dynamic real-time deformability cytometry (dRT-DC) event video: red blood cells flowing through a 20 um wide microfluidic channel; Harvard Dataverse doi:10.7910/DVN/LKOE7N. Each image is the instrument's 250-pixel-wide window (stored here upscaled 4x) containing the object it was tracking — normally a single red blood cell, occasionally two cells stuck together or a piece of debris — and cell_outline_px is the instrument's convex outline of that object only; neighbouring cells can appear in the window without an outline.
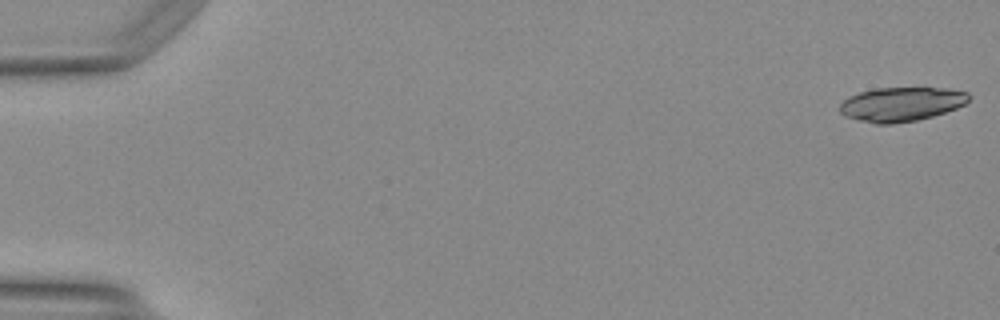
{"species": "Egyptian fruit bat (a non-hibernating species)", "species_latin": "Rousettus aegyptiacus", "temperature_condition": "warm", "stored_images_in_passage": 49, "camera_frame_rate_fps": 3000, "um_per_image_px": 0.085, "animal": {"sex": "female"}, "frame": {"image": 1, "passage_image": 1, "time_ms": 0.0, "image_size_px": [1000, 320], "cell_outline_px": [[972, 96], [964, 104], [956, 108], [932, 116], [916, 120], [892, 124], [876, 124], [844, 116], [840, 112], [840, 104], [844, 100], [860, 92], [876, 88], [948, 88], [968, 92]], "centroid_in_image_um": [76.63, 8.85], "position_along_channel_um": 8.4, "area_um2": 25.55}}
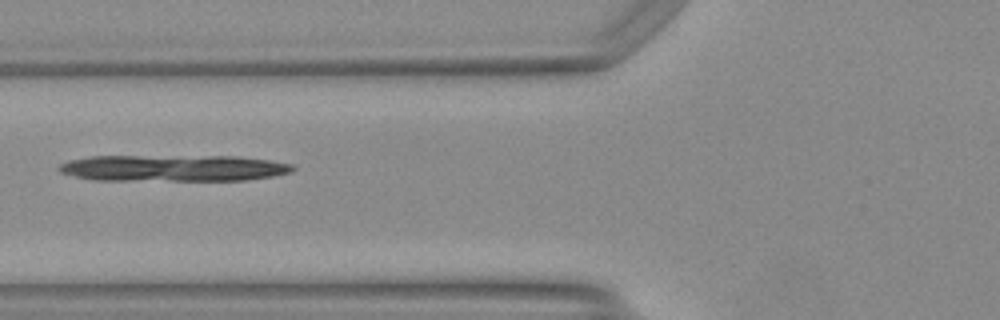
{"frame": {"image": 2, "passage_image": 20, "time_ms": 6.333, "image_size_px": [1000, 320], "cell_outline_px": [[296, 168], [292, 172], [272, 176], [248, 180], [92, 180], [60, 172], [56, 168], [60, 164], [68, 160], [92, 156], [240, 156], [268, 160], [292, 164]], "centroid_in_image_um": [14.74, 14.28], "position_along_channel_um": 111.1, "area_um2": 36.18}}
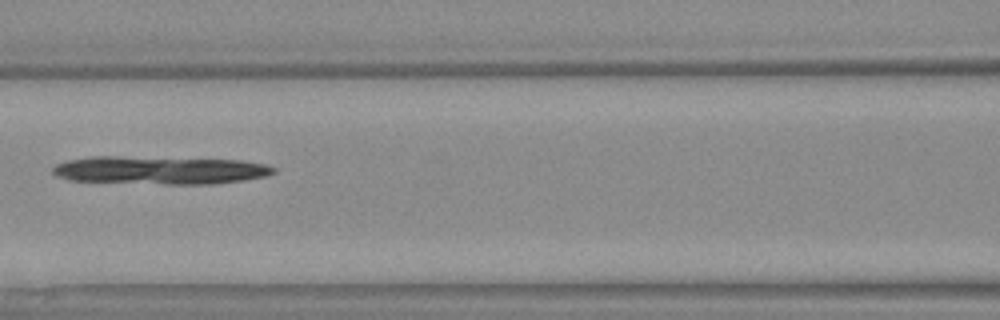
{"frame": {"image": 3, "passage_image": 23, "time_ms": 7.333, "image_size_px": [1000, 320], "cell_outline_px": [[276, 172], [264, 176], [244, 180], [212, 184], [164, 184], [68, 180], [56, 176], [52, 172], [52, 168], [56, 164], [68, 160], [92, 156], [116, 156], [240, 160], [264, 164], [276, 168]], "centroid_in_image_um": [13.56, 14.46], "position_along_channel_um": 153.0, "area_um2": 36.07}}